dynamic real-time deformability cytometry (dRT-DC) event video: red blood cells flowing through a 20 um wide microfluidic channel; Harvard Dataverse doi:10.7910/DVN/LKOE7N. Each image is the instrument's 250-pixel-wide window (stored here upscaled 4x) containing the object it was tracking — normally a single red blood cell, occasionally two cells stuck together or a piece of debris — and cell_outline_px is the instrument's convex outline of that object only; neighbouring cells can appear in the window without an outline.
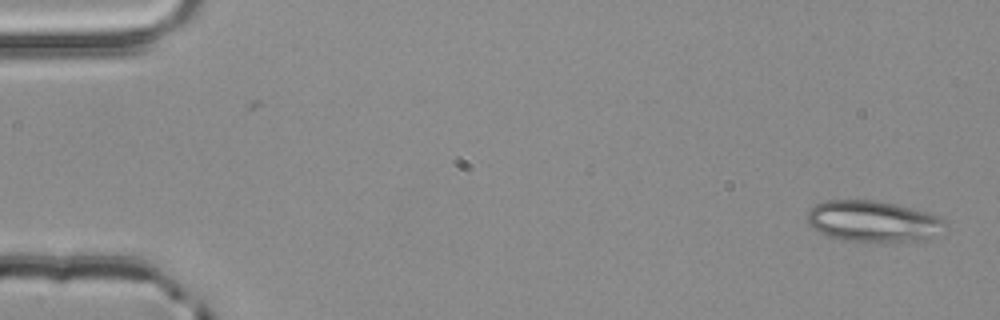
{"species": "common noctule bat (a hibernating species)", "species_latin": "Nyctalus noctula", "temperature_condition": "room temperature", "stored_images_in_passage": 53, "camera_frame_rate_fps": 3000, "um_per_image_px": 0.085, "animal": {"sex": "male", "body_mass_g": 20.4}, "frame": {"image": 1, "passage_image": 1, "time_ms": 0.0, "image_size_px": [1000, 320], "cell_outline_px": [[948, 224], [932, 236], [924, 240], [852, 240], [832, 236], [820, 232], [808, 224], [808, 212], [816, 204], [828, 200], [872, 200], [892, 204], [924, 212], [936, 216], [944, 220]], "centroid_in_image_um": [74.18, 18.78], "position_along_channel_um": 10.8, "area_um2": 31.67}}
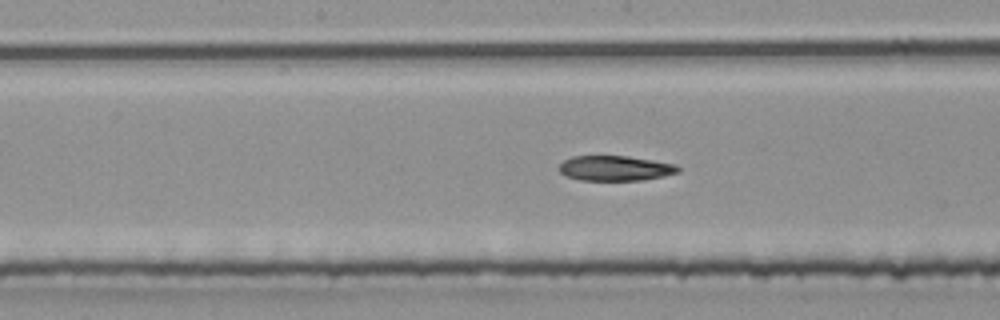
{"frame": {"image": 2, "passage_image": 27, "time_ms": 8.667, "image_size_px": [1000, 320], "cell_outline_px": [[680, 172], [664, 176], [644, 180], [580, 180], [564, 176], [556, 168], [564, 160], [572, 156], [628, 156], [676, 164], [680, 168]], "centroid_in_image_um": [52.27, 14.3], "position_along_channel_um": 195.9, "area_um2": 17.57}}
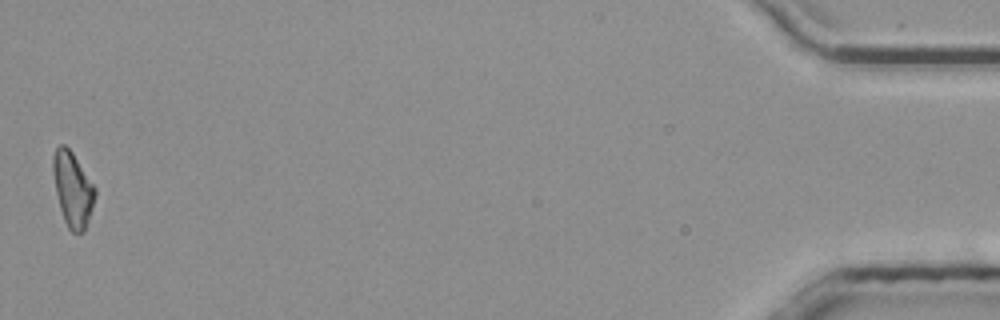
{"frame": {"image": 3, "passage_image": 53, "time_ms": 17.333, "image_size_px": [1000, 320], "cell_outline_px": [[96, 196], [84, 232], [72, 232], [68, 228], [64, 220], [60, 208], [56, 192], [52, 168], [52, 156], [56, 148], [60, 144], [64, 144], [72, 152], [96, 188]], "centroid_in_image_um": [6.17, 16.07], "position_along_channel_um": 429.0, "area_um2": 18.15}}